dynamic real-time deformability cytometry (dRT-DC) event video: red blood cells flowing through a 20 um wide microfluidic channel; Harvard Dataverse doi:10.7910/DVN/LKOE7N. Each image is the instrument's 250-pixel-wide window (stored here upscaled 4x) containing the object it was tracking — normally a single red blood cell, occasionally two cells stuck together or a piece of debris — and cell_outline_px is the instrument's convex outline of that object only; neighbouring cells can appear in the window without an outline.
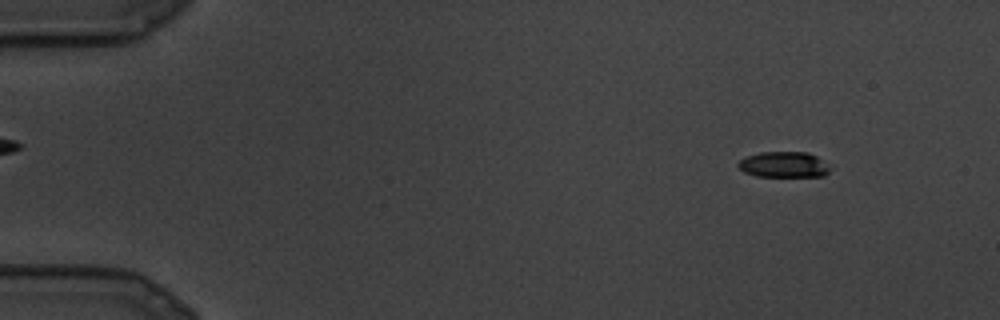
{"species": "common noctule bat (a hibernating species)", "species_latin": "Nyctalus noctula", "temperature_condition": "cold", "stored_images_in_passage": 13, "camera_frame_rate_fps": 3000, "um_per_image_px": 0.085, "animal": {"sex": "male", "body_mass_g": 19.5, "forearm_length_mm": 54.6}, "frame": {"image": 1, "passage_image": 3, "time_ms": 0.667, "image_size_px": [1000, 320], "cell_outline_px": [[832, 168], [824, 176], [756, 176], [744, 172], [736, 164], [740, 160], [748, 156], [760, 152], [808, 152], [816, 156]], "centroid_in_image_um": [66.63, 13.99], "position_along_channel_um": 18.4, "area_um2": 13.7}}
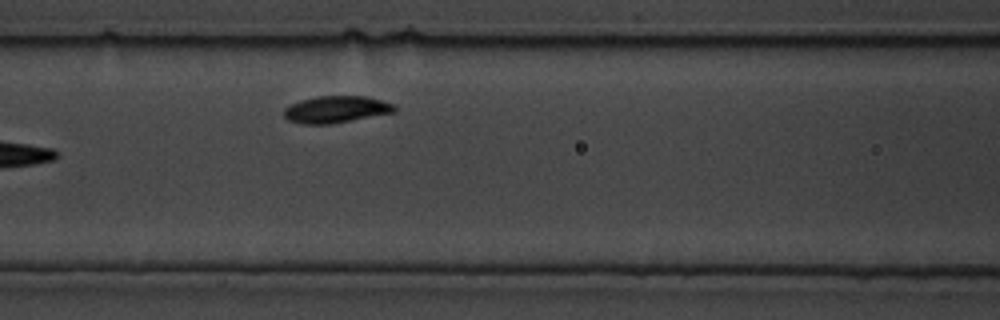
{"frame": {"image": 2, "passage_image": 13, "time_ms": 4.0, "image_size_px": [1000, 320], "cell_outline_px": [[396, 112], [332, 124], [304, 124], [288, 120], [284, 116], [284, 108], [300, 100], [320, 96], [364, 96], [396, 104]], "centroid_in_image_um": [28.59, 9.3], "position_along_channel_um": 138.0, "area_um2": 17.34}}